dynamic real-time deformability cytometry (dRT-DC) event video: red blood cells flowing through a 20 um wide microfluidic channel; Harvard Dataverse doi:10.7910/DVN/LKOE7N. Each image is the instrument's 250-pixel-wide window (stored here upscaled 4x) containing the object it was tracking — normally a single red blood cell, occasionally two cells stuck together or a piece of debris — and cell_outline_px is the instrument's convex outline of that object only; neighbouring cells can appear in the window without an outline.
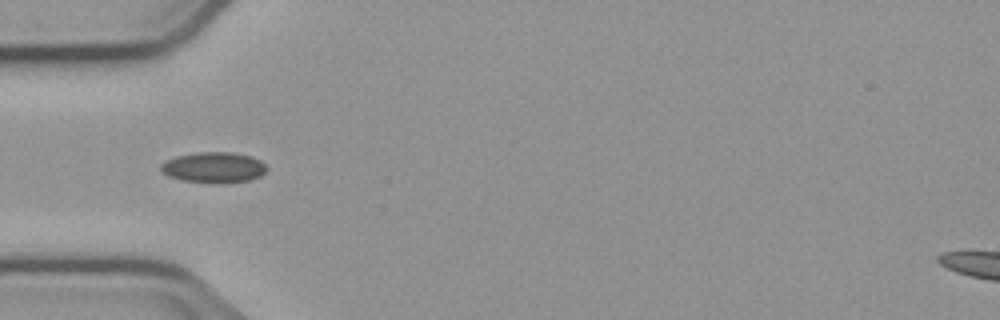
{"species": "common noctule bat (a hibernating species)", "species_latin": "Nyctalus noctula", "temperature_condition": "cold", "stored_images_in_passage": 6, "camera_frame_rate_fps": 3000, "um_per_image_px": 0.085, "animal": {"sex": "male", "body_mass_g": 23.1, "forearm_length_mm": 52.7}, "frame": {"image": 1, "passage_image": 4, "time_ms": 4.333, "image_size_px": [1000, 320], "cell_outline_px": [[268, 168], [260, 176], [248, 180], [224, 184], [208, 184], [184, 180], [168, 176], [160, 172], [160, 164], [176, 156], [200, 152], [232, 152], [252, 156], [260, 160]], "centroid_in_image_um": [18.16, 14.25], "position_along_channel_um": 66.8, "area_um2": 19.19}}
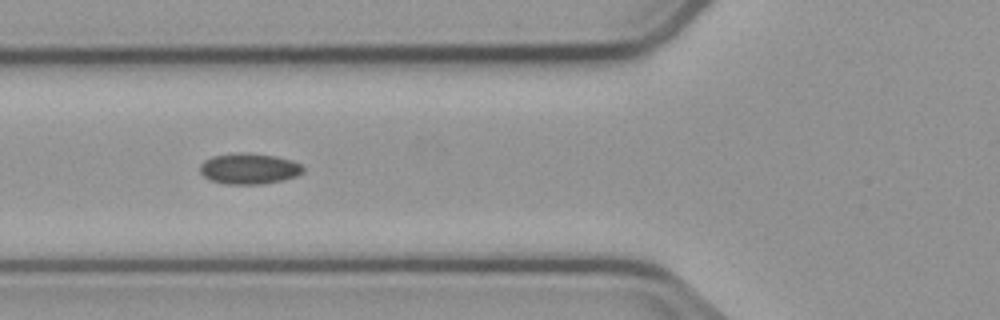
{"frame": {"image": 2, "passage_image": 5, "time_ms": 5.333, "image_size_px": [1000, 320], "cell_outline_px": [[304, 172], [296, 176], [280, 180], [260, 184], [224, 184], [208, 180], [200, 172], [200, 164], [204, 160], [212, 156], [248, 152], [272, 156], [292, 160], [300, 164], [304, 168]], "centroid_in_image_um": [21.14, 14.34], "position_along_channel_um": 104.7, "area_um2": 18.44}}
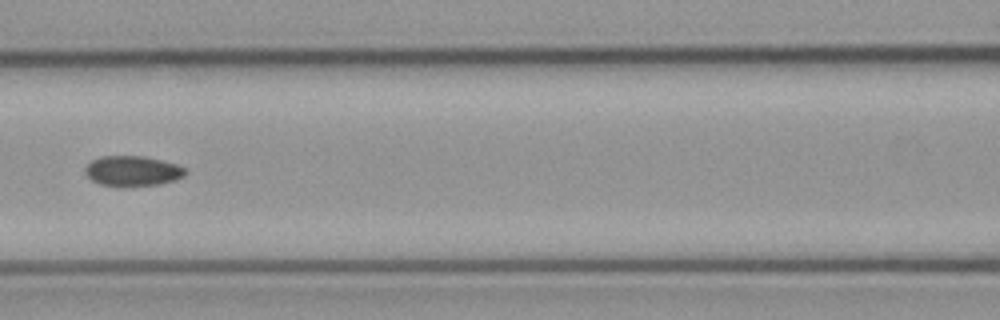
{"frame": {"image": 3, "passage_image": 6, "time_ms": 6.667, "image_size_px": [1000, 320], "cell_outline_px": [[188, 172], [184, 176], [176, 180], [160, 184], [132, 188], [116, 188], [100, 184], [92, 180], [84, 172], [84, 168], [92, 160], [100, 156], [144, 156], [176, 164], [184, 168]], "centroid_in_image_um": [11.25, 14.57], "position_along_channel_um": 155.3, "area_um2": 18.21}}